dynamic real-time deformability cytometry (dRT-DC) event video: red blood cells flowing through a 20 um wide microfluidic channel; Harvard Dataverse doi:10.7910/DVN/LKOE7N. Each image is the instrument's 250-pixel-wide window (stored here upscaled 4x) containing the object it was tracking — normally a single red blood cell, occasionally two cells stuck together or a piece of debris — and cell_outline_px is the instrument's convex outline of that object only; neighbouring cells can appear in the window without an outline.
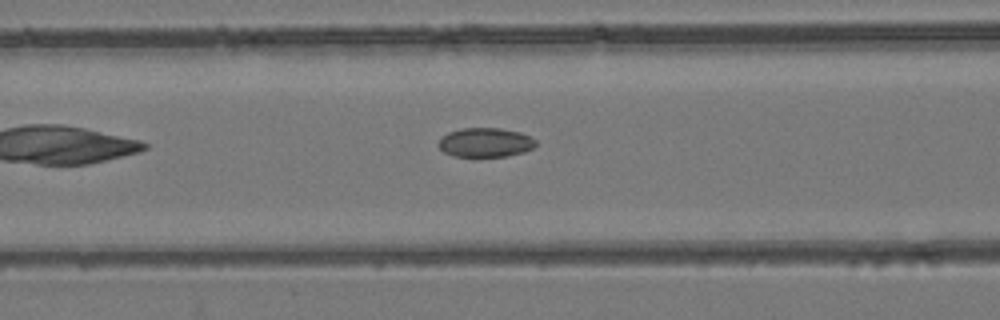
{"species": "common noctule bat (a hibernating species)", "species_latin": "Nyctalus noctula", "temperature_condition": "room temperature", "stored_images_in_passage": 37, "camera_frame_rate_fps": 3000, "um_per_image_px": 0.085, "animal": {"sex": "female", "body_mass_g": 24.6, "forearm_length_mm": 56.2}, "frame": {"image": 1, "passage_image": 7, "time_ms": 2.0, "image_size_px": [1000, 320], "cell_outline_px": [[536, 144], [532, 148], [524, 152], [508, 156], [452, 156], [444, 152], [440, 148], [440, 140], [448, 132], [460, 128], [500, 128], [520, 132], [536, 140]], "centroid_in_image_um": [41.27, 12.1], "position_along_channel_um": 125.3, "area_um2": 16.42}}
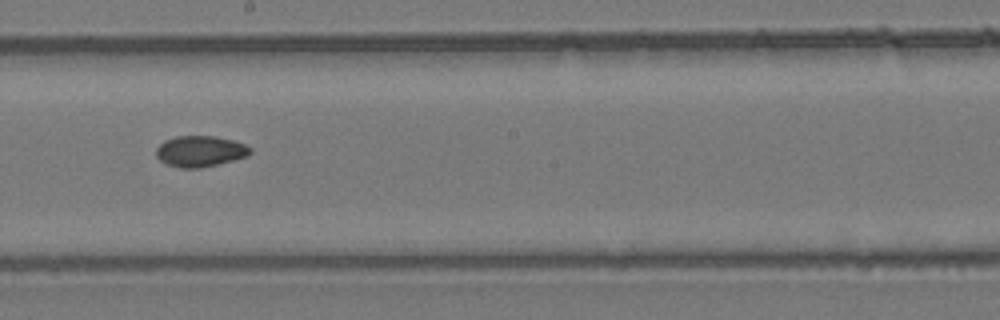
{"frame": {"image": 2, "passage_image": 15, "time_ms": 4.667, "image_size_px": [1000, 320], "cell_outline_px": [[252, 152], [248, 156], [200, 168], [180, 168], [168, 164], [160, 160], [156, 156], [156, 148], [164, 140], [176, 136], [216, 136], [232, 140], [244, 144], [252, 148]], "centroid_in_image_um": [17.01, 12.85], "position_along_channel_um": 231.2, "area_um2": 16.94}}
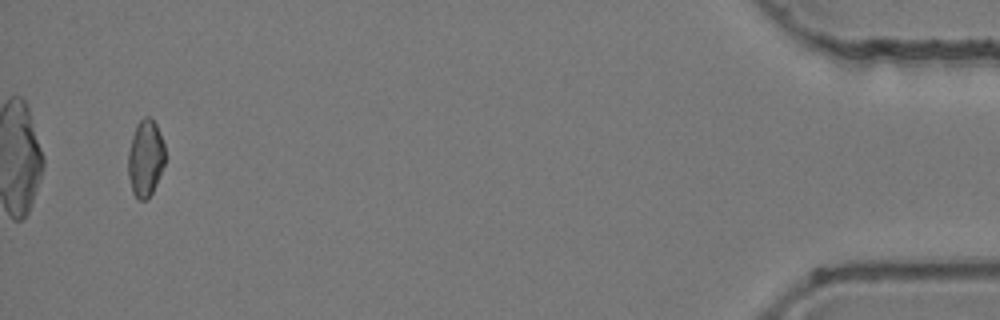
{"frame": {"image": 3, "passage_image": 36, "time_ms": 11.667, "image_size_px": [1000, 320], "cell_outline_px": [[164, 164], [156, 184], [152, 192], [144, 200], [140, 200], [132, 192], [128, 176], [128, 152], [132, 136], [136, 124], [144, 116], [152, 116], [156, 124], [164, 144]], "centroid_in_image_um": [12.35, 13.4], "position_along_channel_um": 422.9, "area_um2": 16.47}}